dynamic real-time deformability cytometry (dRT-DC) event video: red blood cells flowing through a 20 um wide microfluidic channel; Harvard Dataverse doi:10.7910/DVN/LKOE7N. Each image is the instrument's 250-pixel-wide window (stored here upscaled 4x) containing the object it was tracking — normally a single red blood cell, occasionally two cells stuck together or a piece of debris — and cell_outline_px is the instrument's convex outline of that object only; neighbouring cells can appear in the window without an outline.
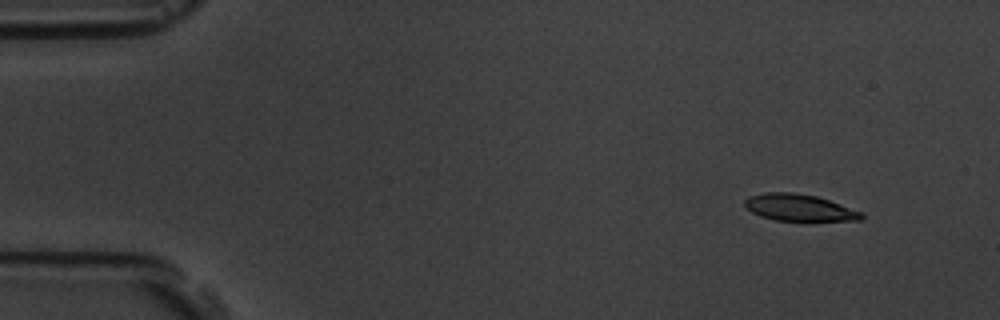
{"species": "common noctule bat (a hibernating species)", "species_latin": "Nyctalus noctula", "temperature_condition": "room temperature", "stored_images_in_passage": 5, "camera_frame_rate_fps": 3000, "um_per_image_px": 0.085, "animal": {"sex": "male", "body_mass_g": 19.5, "forearm_length_mm": 54.6}, "frame": {"image": 1, "passage_image": 2, "time_ms": 1.0, "image_size_px": [1000, 320], "cell_outline_px": [[864, 216], [860, 220], [804, 224], [776, 220], [760, 216], [752, 212], [744, 204], [744, 200], [748, 196], [764, 192], [792, 192], [816, 196], [864, 212]], "centroid_in_image_um": [67.99, 17.71], "position_along_channel_um": 17.0, "area_um2": 19.25}}
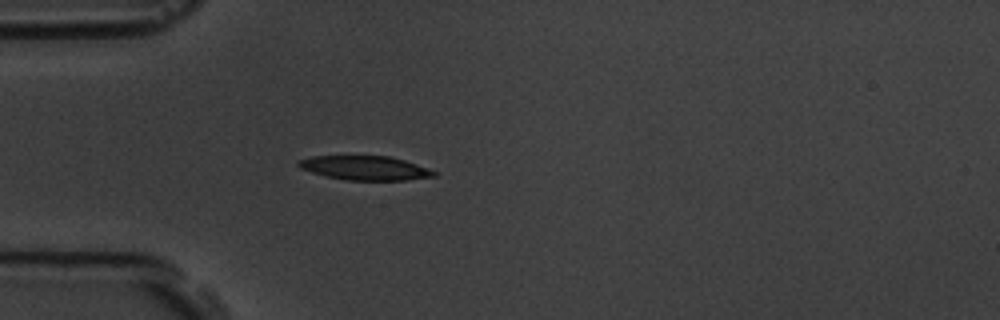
{"frame": {"image": 2, "passage_image": 5, "time_ms": 4.667, "image_size_px": [1000, 320], "cell_outline_px": [[436, 176], [408, 180], [344, 180], [324, 176], [300, 168], [296, 164], [296, 160], [312, 156], [392, 156], [428, 168], [436, 172]], "centroid_in_image_um": [31.0, 14.28], "position_along_channel_um": 54.0, "area_um2": 19.19}}